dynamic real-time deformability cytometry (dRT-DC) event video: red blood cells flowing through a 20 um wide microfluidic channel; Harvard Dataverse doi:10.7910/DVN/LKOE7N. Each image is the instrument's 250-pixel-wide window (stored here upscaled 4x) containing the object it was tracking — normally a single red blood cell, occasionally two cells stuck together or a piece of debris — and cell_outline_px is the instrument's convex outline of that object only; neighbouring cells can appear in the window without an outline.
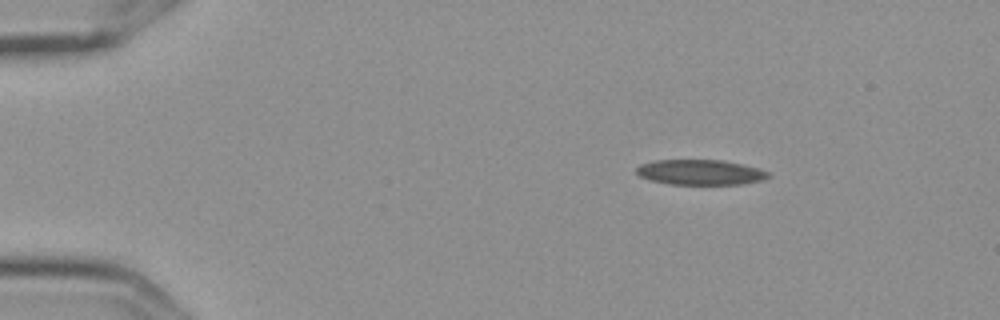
{"species": "Egyptian fruit bat (a non-hibernating species)", "species_latin": "Rousettus aegyptiacus", "temperature_condition": "cold", "stored_images_in_passage": 4, "camera_frame_rate_fps": 3000, "um_per_image_px": 0.085, "frame": {"image": 1, "passage_image": 2, "time_ms": 0.333, "image_size_px": [1000, 320], "cell_outline_px": [[772, 176], [760, 180], [744, 184], [668, 184], [648, 180], [640, 176], [636, 172], [636, 168], [640, 164], [656, 160], [724, 160], [744, 164], [760, 168], [768, 172]], "centroid_in_image_um": [59.54, 14.64], "position_along_channel_um": 25.5, "area_um2": 19.54}}